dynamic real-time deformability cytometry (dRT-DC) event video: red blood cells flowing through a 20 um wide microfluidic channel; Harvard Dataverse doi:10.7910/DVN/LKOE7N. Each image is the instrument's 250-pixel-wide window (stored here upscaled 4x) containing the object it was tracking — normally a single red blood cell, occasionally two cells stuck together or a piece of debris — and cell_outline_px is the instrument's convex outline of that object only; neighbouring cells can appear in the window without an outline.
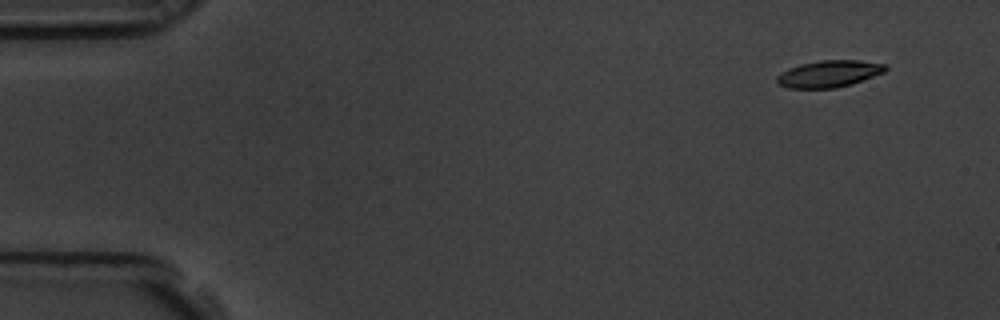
{"species": "common noctule bat (a hibernating species)", "species_latin": "Nyctalus noctula", "temperature_condition": "room temperature", "stored_images_in_passage": 6, "camera_frame_rate_fps": 3000, "um_per_image_px": 0.085, "animal": {"sex": "male", "body_mass_g": 19.5, "forearm_length_mm": 54.6}, "frame": {"image": 1, "passage_image": 1, "time_ms": 0.0, "image_size_px": [1000, 320], "cell_outline_px": [[888, 68], [884, 72], [852, 84], [836, 88], [788, 88], [780, 84], [776, 80], [776, 76], [780, 72], [788, 68], [800, 64], [820, 60], [856, 60], [884, 64]], "centroid_in_image_um": [70.44, 6.27], "position_along_channel_um": 14.6, "area_um2": 16.94}}
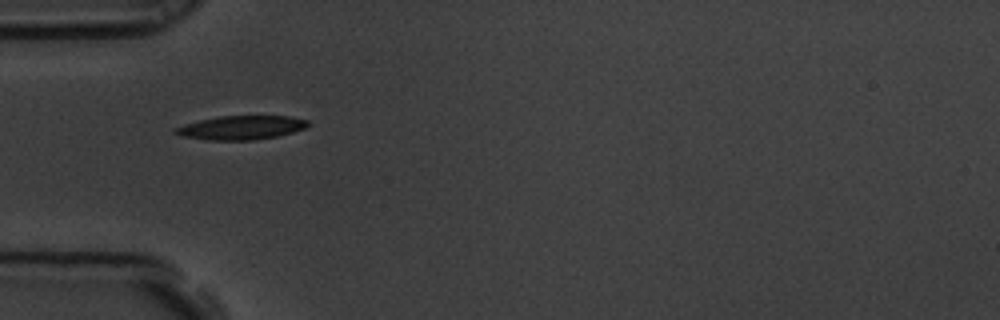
{"frame": {"image": 2, "passage_image": 5, "time_ms": 1.333, "image_size_px": [1000, 320], "cell_outline_px": [[312, 124], [304, 128], [292, 132], [276, 136], [256, 140], [208, 140], [180, 136], [172, 132], [172, 128], [184, 124], [200, 120], [220, 116], [288, 116], [308, 120]], "centroid_in_image_um": [20.46, 10.85], "position_along_channel_um": 64.5, "area_um2": 18.55}}
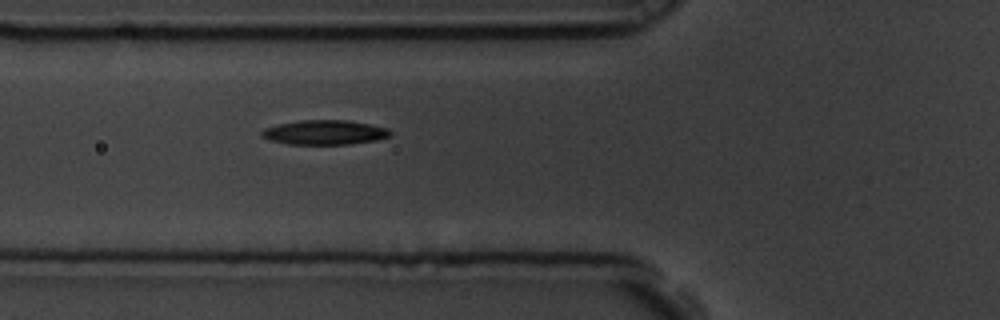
{"frame": {"image": 3, "passage_image": 6, "time_ms": 1.667, "image_size_px": [1000, 320], "cell_outline_px": [[392, 132], [388, 136], [376, 140], [348, 144], [288, 144], [272, 140], [260, 136], [260, 132], [264, 128], [280, 124], [300, 120], [348, 120], [388, 128]], "centroid_in_image_um": [27.58, 11.25], "position_along_channel_um": 98.2, "area_um2": 18.21}}